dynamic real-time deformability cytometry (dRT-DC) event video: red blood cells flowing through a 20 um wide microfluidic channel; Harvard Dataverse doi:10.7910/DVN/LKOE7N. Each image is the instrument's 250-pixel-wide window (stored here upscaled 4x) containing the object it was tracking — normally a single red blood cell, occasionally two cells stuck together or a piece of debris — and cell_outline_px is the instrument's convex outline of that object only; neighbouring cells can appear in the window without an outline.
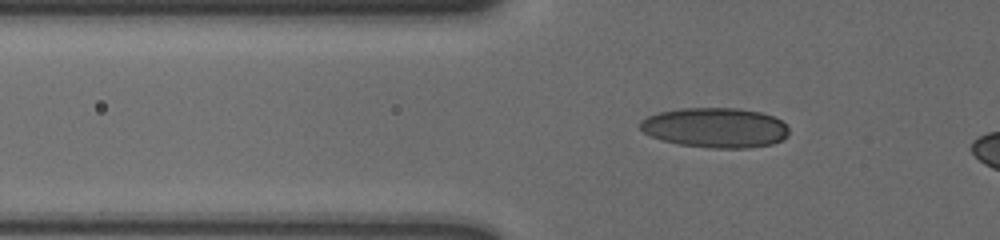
{"species": "human", "species_latin": "Homo sapiens", "temperature_condition": "cold", "stored_images_in_passage": 46, "camera_frame_rate_fps": 3000, "um_per_image_px": 0.085, "donor": {"sex": "male"}, "frame": {"image": 1, "passage_image": 12, "time_ms": 3.667, "image_size_px": [1000, 240], "cell_outline_px": [[788, 136], [772, 144], [748, 148], [712, 148], [680, 144], [664, 140], [652, 136], [644, 132], [640, 128], [640, 120], [648, 116], [660, 112], [680, 108], [740, 108], [760, 112], [772, 116], [780, 120], [788, 128]], "centroid_in_image_um": [60.81, 10.85], "position_along_channel_um": 65.0, "area_um2": 34.45}}
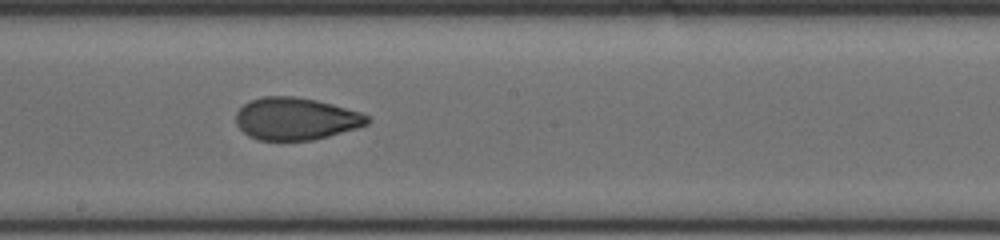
{"frame": {"image": 2, "passage_image": 26, "time_ms": 8.333, "image_size_px": [1000, 240], "cell_outline_px": [[372, 120], [368, 124], [356, 128], [328, 136], [312, 140], [256, 140], [248, 136], [236, 124], [236, 112], [248, 100], [264, 96], [292, 96], [316, 100], [332, 104], [360, 112], [368, 116]], "centroid_in_image_um": [25.12, 10.09], "position_along_channel_um": 223.1, "area_um2": 32.43}}
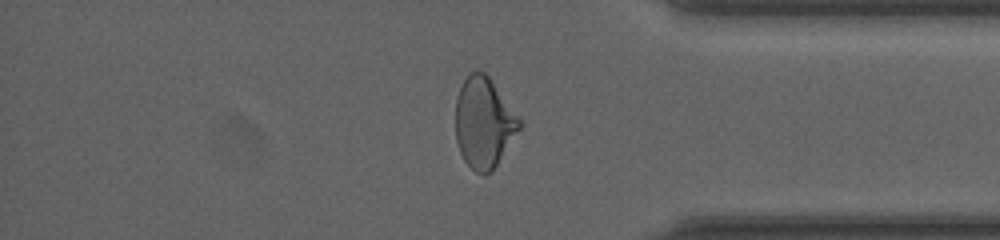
{"frame": {"image": 3, "passage_image": 41, "time_ms": 13.333, "image_size_px": [1000, 240], "cell_outline_px": [[520, 128], [492, 172], [476, 172], [464, 160], [460, 152], [456, 140], [456, 96], [464, 80], [472, 72], [484, 72], [488, 76], [520, 120]], "centroid_in_image_um": [41.1, 10.44], "position_along_channel_um": 394.1, "area_um2": 32.83}}